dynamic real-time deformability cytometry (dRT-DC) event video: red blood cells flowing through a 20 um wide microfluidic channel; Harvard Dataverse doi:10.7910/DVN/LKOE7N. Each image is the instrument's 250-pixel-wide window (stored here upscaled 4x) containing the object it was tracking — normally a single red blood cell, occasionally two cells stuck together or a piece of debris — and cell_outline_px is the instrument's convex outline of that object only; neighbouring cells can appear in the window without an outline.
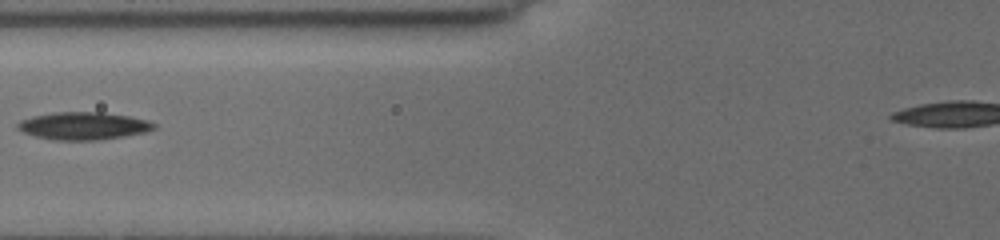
{"species": "common noctule bat (a hibernating species)", "species_latin": "Nyctalus noctula", "temperature_condition": "cold", "stored_images_in_passage": 4, "camera_frame_rate_fps": 3000, "um_per_image_px": 0.085, "animal": {"sex": "female", "body_mass_g": 19.5, "forearm_length_mm": 54.1}, "frame": {"image": 1, "passage_image": 2, "time_ms": 1.333, "image_size_px": [1000, 240], "cell_outline_px": [[156, 128], [144, 132], [96, 140], [56, 140], [36, 136], [24, 132], [16, 128], [16, 124], [20, 120], [32, 116], [56, 112], [100, 112], [128, 116], [148, 120], [156, 124]], "centroid_in_image_um": [7.06, 10.69], "position_along_channel_um": 118.7, "area_um2": 21.68}}
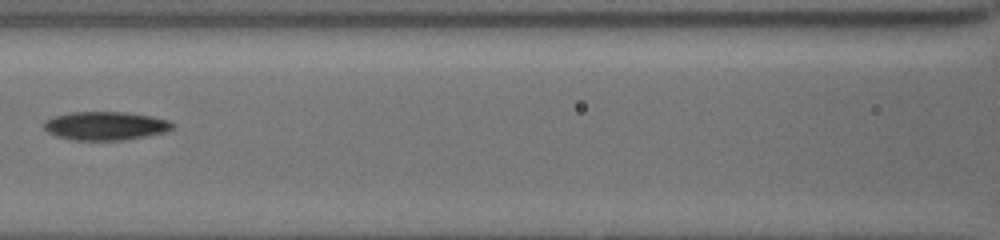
{"frame": {"image": 2, "passage_image": 3, "time_ms": 2.333, "image_size_px": [1000, 240], "cell_outline_px": [[176, 124], [172, 128], [164, 132], [124, 140], [72, 140], [56, 136], [48, 132], [44, 128], [44, 120], [68, 112], [124, 112], [152, 116], [168, 120]], "centroid_in_image_um": [8.95, 10.69], "position_along_channel_um": 157.7, "area_um2": 21.33}}
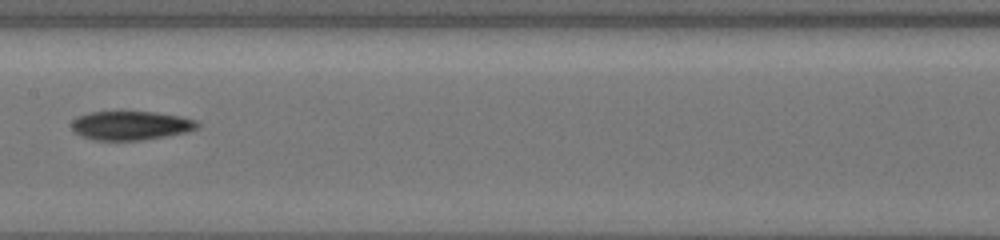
{"frame": {"image": 3, "passage_image": 4, "time_ms": 3.333, "image_size_px": [1000, 240], "cell_outline_px": [[200, 124], [196, 128], [184, 132], [164, 136], [140, 140], [96, 140], [84, 136], [76, 132], [72, 128], [72, 120], [80, 116], [92, 112], [120, 108], [152, 112], [180, 116], [200, 120]], "centroid_in_image_um": [11.12, 10.61], "position_along_channel_um": 196.3, "area_um2": 21.68}}